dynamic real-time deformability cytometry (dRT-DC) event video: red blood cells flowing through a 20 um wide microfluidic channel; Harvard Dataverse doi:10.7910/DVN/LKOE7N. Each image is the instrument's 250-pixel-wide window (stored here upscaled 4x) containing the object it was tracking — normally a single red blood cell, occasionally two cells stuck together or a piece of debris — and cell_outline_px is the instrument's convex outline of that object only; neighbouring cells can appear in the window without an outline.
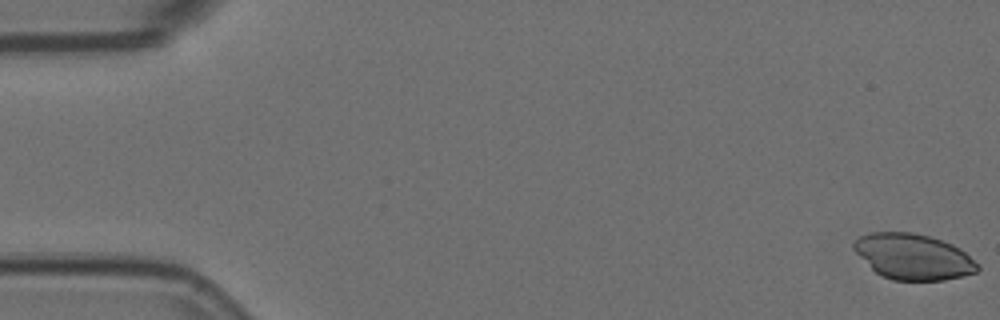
{"species": "Egyptian fruit bat (a non-hibernating species)", "species_latin": "Rousettus aegyptiacus", "temperature_condition": "room temperature", "stored_images_in_passage": 56, "camera_frame_rate_fps": 3000, "um_per_image_px": 0.085, "animal": {"sex": "female"}, "frame": {"image": 1, "passage_image": 1, "time_ms": 0.0, "image_size_px": [1000, 320], "cell_outline_px": [[980, 268], [976, 272], [964, 276], [944, 280], [892, 280], [876, 272], [852, 248], [852, 244], [860, 236], [872, 232], [912, 232], [928, 236], [952, 244], [960, 248], [980, 264]], "centroid_in_image_um": [77.66, 21.82], "position_along_channel_um": 7.3, "area_um2": 32.83}}
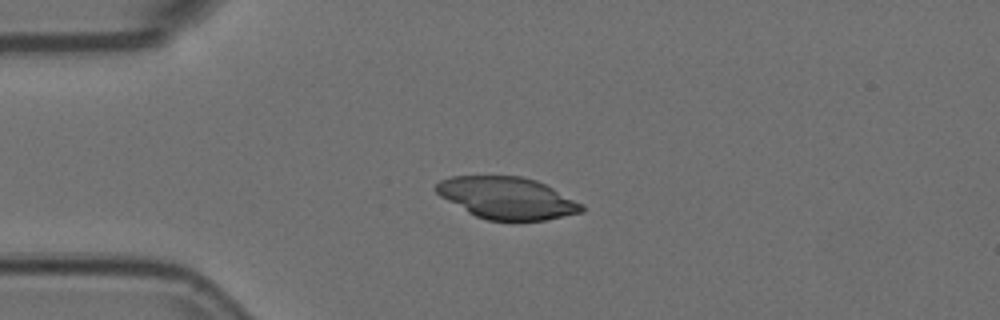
{"frame": {"image": 2, "passage_image": 14, "time_ms": 4.333, "image_size_px": [1000, 320], "cell_outline_px": [[584, 212], [544, 220], [516, 224], [488, 220], [476, 216], [468, 212], [440, 196], [432, 188], [440, 180], [452, 176], [520, 176], [536, 180], [584, 204]], "centroid_in_image_um": [43.11, 16.87], "position_along_channel_um": 41.9, "area_um2": 36.18}}